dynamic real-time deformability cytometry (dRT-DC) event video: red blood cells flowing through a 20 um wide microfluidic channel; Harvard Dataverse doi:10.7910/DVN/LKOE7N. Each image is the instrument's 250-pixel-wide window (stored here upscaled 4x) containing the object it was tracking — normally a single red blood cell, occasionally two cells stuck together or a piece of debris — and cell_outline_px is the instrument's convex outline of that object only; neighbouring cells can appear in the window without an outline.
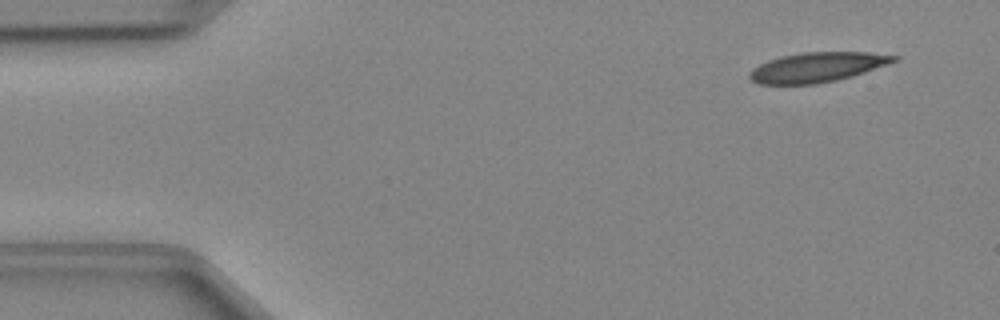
{"species": "Egyptian fruit bat (a non-hibernating species)", "species_latin": "Rousettus aegyptiacus", "temperature_condition": "cold", "stored_images_in_passage": 46, "camera_frame_rate_fps": 3000, "um_per_image_px": 0.085, "animal": {"sex": "female"}, "frame": {"image": 1, "passage_image": 3, "time_ms": 0.667, "image_size_px": [1000, 320], "cell_outline_px": [[900, 60], [852, 76], [836, 80], [816, 84], [756, 84], [748, 76], [752, 68], [768, 60], [780, 56], [804, 52], [868, 52], [900, 56]], "centroid_in_image_um": [69.47, 5.71], "position_along_channel_um": 15.5, "area_um2": 25.09}}
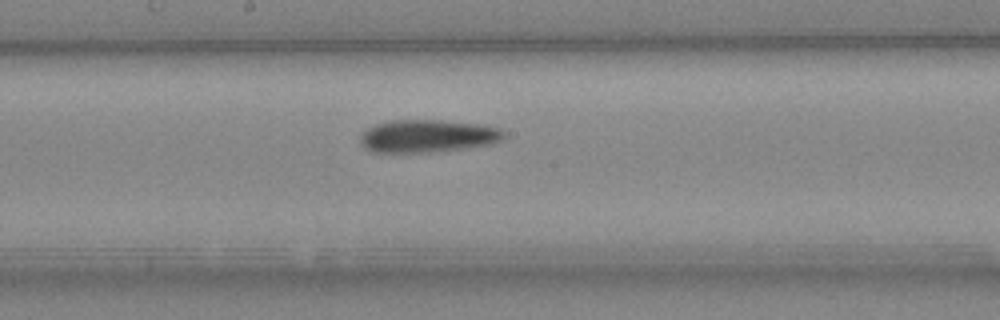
{"frame": {"image": 2, "passage_image": 24, "time_ms": 7.667, "image_size_px": [1000, 320], "cell_outline_px": [[504, 136], [500, 140], [492, 144], [432, 152], [372, 152], [364, 148], [360, 144], [360, 136], [368, 128], [376, 124], [388, 120], [440, 120], [476, 124], [500, 128], [504, 132]], "centroid_in_image_um": [36.3, 11.56], "position_along_channel_um": 211.9, "area_um2": 27.22}}
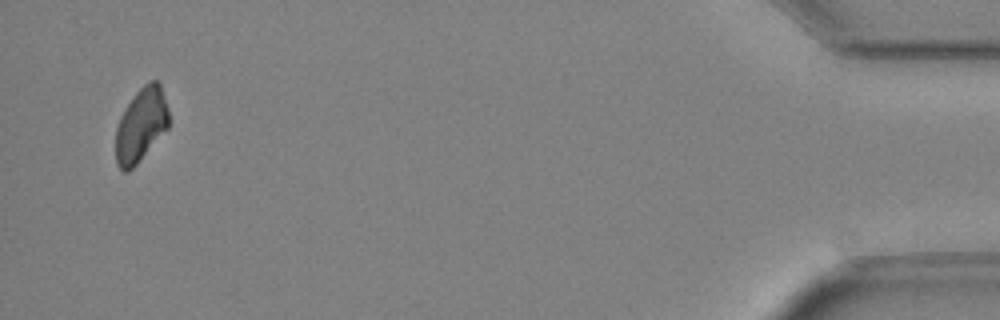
{"frame": {"image": 3, "passage_image": 45, "time_ms": 14.667, "image_size_px": [1000, 320], "cell_outline_px": [[168, 128], [136, 164], [128, 172], [124, 172], [116, 164], [116, 128], [120, 116], [124, 108], [136, 92], [144, 84], [152, 80], [156, 80], [160, 84], [168, 108]], "centroid_in_image_um": [11.97, 10.61], "position_along_channel_um": 423.2, "area_um2": 22.66}}